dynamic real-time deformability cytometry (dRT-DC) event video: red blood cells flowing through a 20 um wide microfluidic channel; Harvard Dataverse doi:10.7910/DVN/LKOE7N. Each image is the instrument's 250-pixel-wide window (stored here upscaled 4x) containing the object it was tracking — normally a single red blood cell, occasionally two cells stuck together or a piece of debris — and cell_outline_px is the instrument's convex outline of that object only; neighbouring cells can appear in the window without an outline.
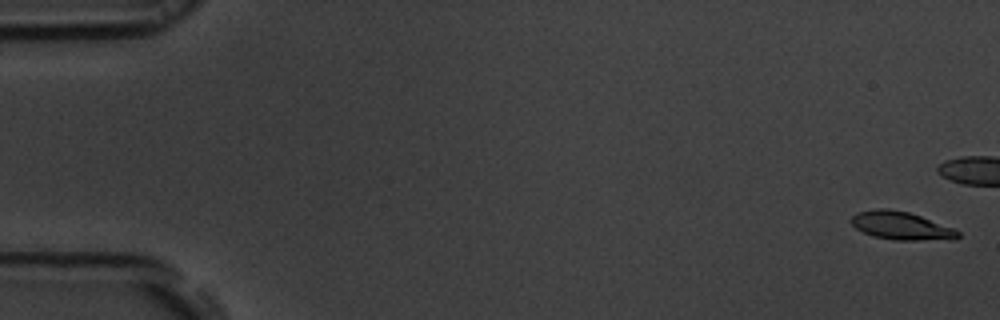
{"species": "common noctule bat (a hibernating species)", "species_latin": "Nyctalus noctula", "temperature_condition": "room temperature", "stored_images_in_passage": 46, "camera_frame_rate_fps": 3000, "um_per_image_px": 0.085, "animal": {"sex": "male", "body_mass_g": 19.5, "forearm_length_mm": 54.6}, "frame": {"image": 1, "passage_image": 2, "time_ms": 0.333, "image_size_px": [1000, 320], "cell_outline_px": [[960, 236], [956, 240], [896, 240], [872, 236], [856, 228], [852, 224], [852, 216], [856, 212], [876, 208], [888, 208], [908, 212], [920, 216], [952, 228], [960, 232]], "centroid_in_image_um": [76.61, 19.19], "position_along_channel_um": 8.4, "area_um2": 17.46}}
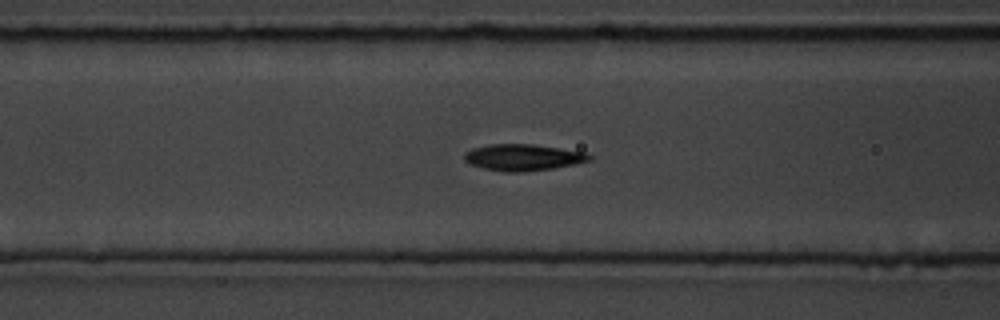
{"frame": {"image": 2, "passage_image": 23, "time_ms": 7.333, "image_size_px": [1000, 320], "cell_outline_px": [[592, 160], [552, 168], [524, 172], [504, 172], [484, 168], [468, 164], [464, 160], [464, 152], [472, 148], [488, 144], [532, 144], [560, 148], [584, 152], [592, 156]], "centroid_in_image_um": [44.4, 13.37], "position_along_channel_um": 122.2, "area_um2": 19.31}}
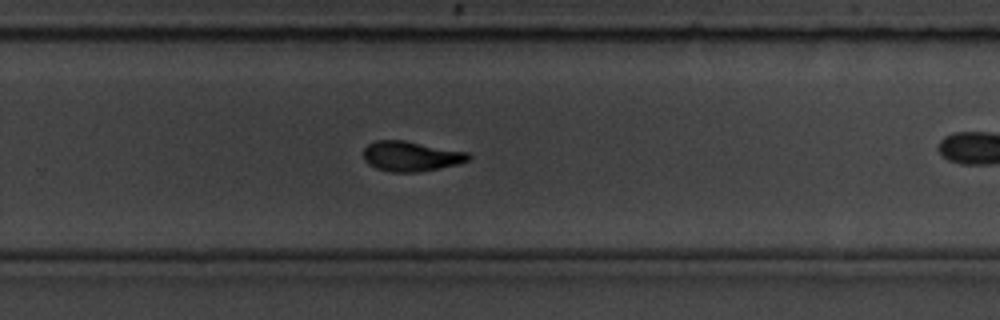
{"frame": {"image": 3, "passage_image": 37, "time_ms": 12.0, "image_size_px": [1000, 320], "cell_outline_px": [[472, 156], [468, 160], [460, 164], [420, 172], [392, 172], [376, 168], [368, 164], [364, 160], [364, 148], [368, 144], [376, 140], [404, 140], [468, 152]], "centroid_in_image_um": [34.94, 13.28], "position_along_channel_um": 294.9, "area_um2": 18.5}}